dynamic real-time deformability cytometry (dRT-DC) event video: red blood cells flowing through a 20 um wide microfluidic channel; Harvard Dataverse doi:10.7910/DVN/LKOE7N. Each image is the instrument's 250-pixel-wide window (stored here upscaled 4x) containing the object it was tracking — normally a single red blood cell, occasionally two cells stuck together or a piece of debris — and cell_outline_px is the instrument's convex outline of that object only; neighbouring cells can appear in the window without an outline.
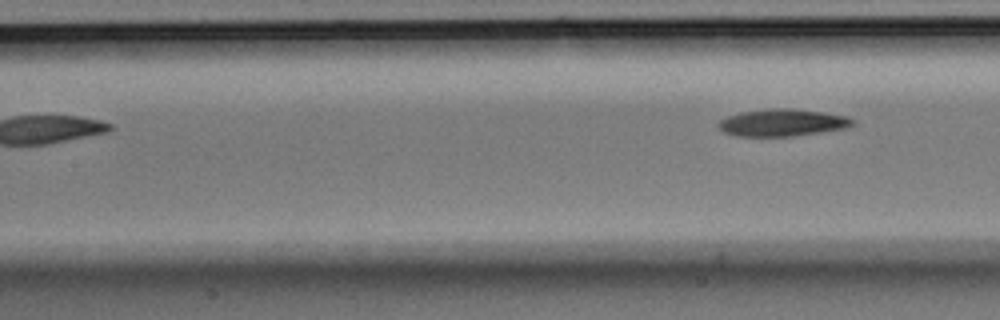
{"species": "Egyptian fruit bat (a non-hibernating species)", "species_latin": "Rousettus aegyptiacus", "temperature_condition": "room temperature", "stored_images_in_passage": 6, "camera_frame_rate_fps": 3000, "um_per_image_px": 0.085, "animal": {"sex": "male"}, "frame": {"image": 1, "passage_image": 6, "time_ms": 1.667, "image_size_px": [1000, 320], "cell_outline_px": [[856, 124], [844, 128], [820, 132], [792, 136], [736, 136], [724, 132], [716, 124], [720, 120], [728, 116], [740, 112], [768, 108], [788, 108], [824, 112], [848, 116], [856, 120]], "centroid_in_image_um": [66.52, 10.41], "position_along_channel_um": 140.9, "area_um2": 21.33}}